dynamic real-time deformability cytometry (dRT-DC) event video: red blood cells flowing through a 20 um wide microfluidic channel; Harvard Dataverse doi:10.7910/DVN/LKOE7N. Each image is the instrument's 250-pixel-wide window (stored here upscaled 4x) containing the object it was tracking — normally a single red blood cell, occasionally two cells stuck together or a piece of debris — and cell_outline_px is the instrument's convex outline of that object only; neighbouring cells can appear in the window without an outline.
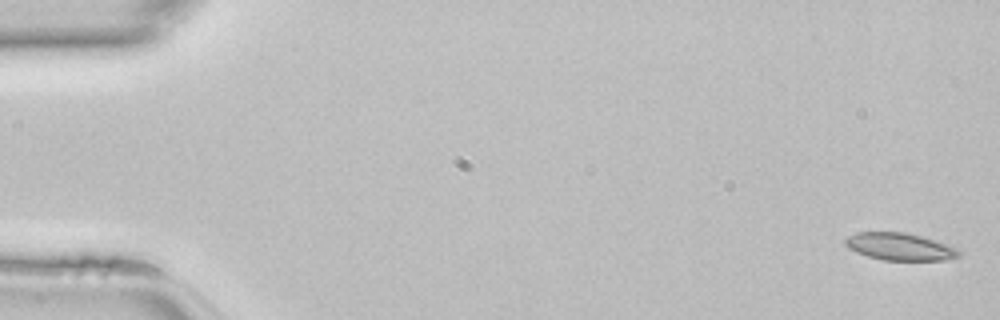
{"species": "common noctule bat (a hibernating species)", "species_latin": "Nyctalus noctula", "temperature_condition": "room temperature", "stored_images_in_passage": 46, "camera_frame_rate_fps": 3000, "um_per_image_px": 0.085, "animal": {"sex": "female", "body_mass_g": 22.7, "forearm_length_mm": 54.2}, "frame": {"image": 1, "passage_image": 1, "time_ms": 0.0, "image_size_px": [1000, 320], "cell_outline_px": [[960, 256], [944, 260], [884, 260], [868, 256], [856, 252], [848, 248], [844, 244], [844, 240], [848, 236], [856, 232], [904, 232], [920, 236], [948, 244], [956, 248], [960, 252]], "centroid_in_image_um": [76.46, 20.96], "position_along_channel_um": 8.5, "area_um2": 18.03}}
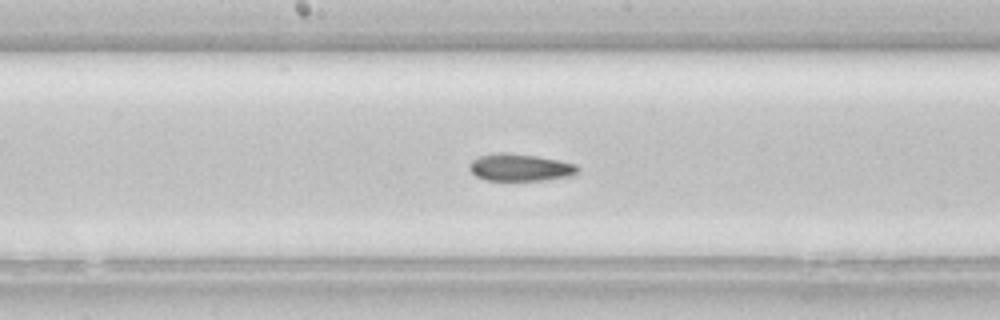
{"frame": {"image": 2, "passage_image": 24, "time_ms": 7.667, "image_size_px": [1000, 320], "cell_outline_px": [[580, 172], [572, 176], [544, 180], [488, 180], [476, 176], [468, 168], [468, 164], [472, 160], [480, 156], [496, 152], [508, 152], [536, 156], [576, 164], [580, 168]], "centroid_in_image_um": [44.22, 14.23], "position_along_channel_um": 204.0, "area_um2": 17.28}}
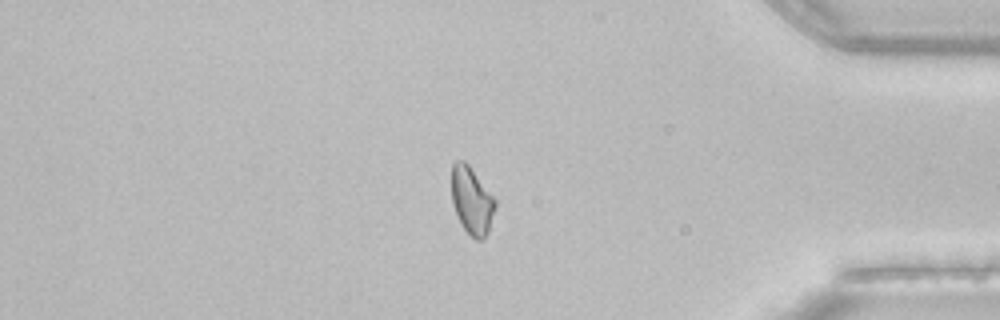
{"frame": {"image": 3, "passage_image": 39, "time_ms": 12.667, "image_size_px": [1000, 320], "cell_outline_px": [[496, 208], [488, 232], [480, 240], [476, 240], [460, 224], [452, 204], [452, 164], [456, 160], [464, 160], [468, 164], [496, 200]], "centroid_in_image_um": [40.09, 17.04], "position_along_channel_um": 395.1, "area_um2": 17.05}}